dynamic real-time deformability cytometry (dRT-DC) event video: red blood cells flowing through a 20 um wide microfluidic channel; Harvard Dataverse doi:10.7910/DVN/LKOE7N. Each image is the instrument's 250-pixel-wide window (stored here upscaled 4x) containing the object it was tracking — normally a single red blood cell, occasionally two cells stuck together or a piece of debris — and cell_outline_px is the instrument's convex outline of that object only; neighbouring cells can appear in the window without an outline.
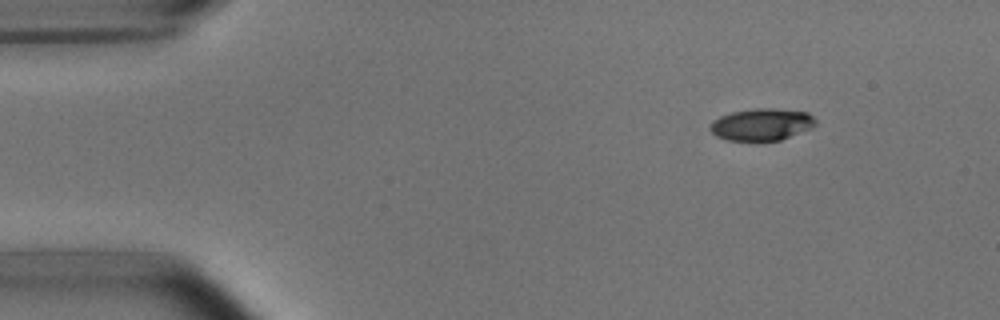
{"species": "common noctule bat (a hibernating species)", "species_latin": "Nyctalus noctula", "temperature_condition": "room temperature", "stored_images_in_passage": 47, "camera_frame_rate_fps": 3000, "um_per_image_px": 0.085, "animal": {"sex": "male", "body_mass_g": 15.6}, "frame": {"image": 1, "passage_image": 1, "time_ms": 0.0, "image_size_px": [1000, 320], "cell_outline_px": [[816, 124], [808, 128], [780, 140], [728, 140], [716, 136], [708, 128], [712, 120], [720, 116], [732, 112], [756, 108], [772, 108], [808, 112], [816, 120]], "centroid_in_image_um": [64.69, 10.56], "position_along_channel_um": 20.3, "area_um2": 19.42}}
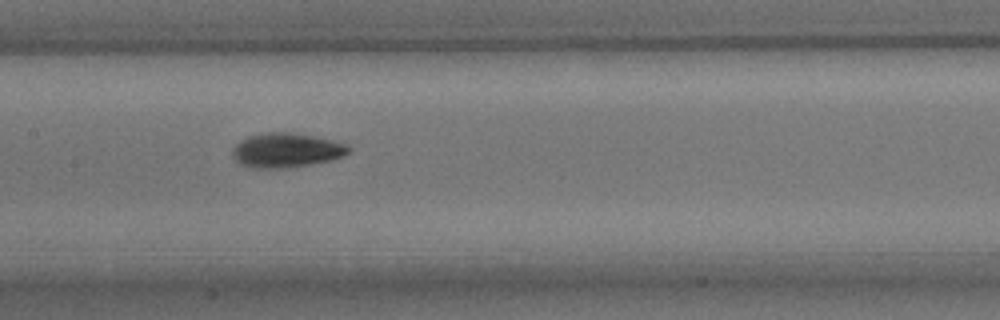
{"frame": {"image": 2, "passage_image": 20, "time_ms": 6.333, "image_size_px": [1000, 320], "cell_outline_px": [[352, 148], [344, 156], [332, 160], [312, 164], [288, 168], [252, 168], [240, 164], [232, 156], [232, 148], [240, 140], [248, 136], [268, 132], [288, 132], [312, 136], [348, 144]], "centroid_in_image_um": [24.33, 12.78], "position_along_channel_um": 183.1, "area_um2": 23.41}}
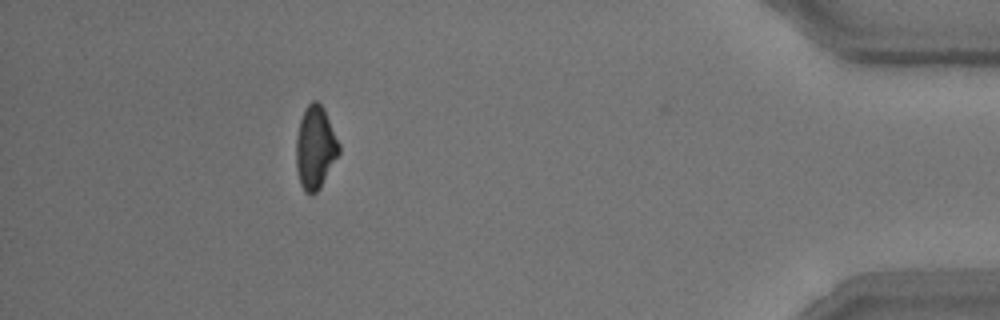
{"frame": {"image": 3, "passage_image": 42, "time_ms": 13.667, "image_size_px": [1000, 320], "cell_outline_px": [[340, 152], [320, 188], [316, 192], [308, 196], [304, 192], [300, 184], [296, 168], [296, 136], [300, 120], [308, 104], [312, 100], [316, 100], [324, 108], [340, 144]], "centroid_in_image_um": [26.79, 12.57], "position_along_channel_um": 408.4, "area_um2": 20.81}, "authors_computed_cell_mechanics": {"area_um2": 21.2704, "velocity_mm_per_s": 3.8128, "shape_relaxation_time_tau1_ms": 2.7899, "shape_relaxation_time_tau2_ms": 3.132, "deformation_change_tau1": 0.1267, "deformation_change_tau2": 0.0763}}